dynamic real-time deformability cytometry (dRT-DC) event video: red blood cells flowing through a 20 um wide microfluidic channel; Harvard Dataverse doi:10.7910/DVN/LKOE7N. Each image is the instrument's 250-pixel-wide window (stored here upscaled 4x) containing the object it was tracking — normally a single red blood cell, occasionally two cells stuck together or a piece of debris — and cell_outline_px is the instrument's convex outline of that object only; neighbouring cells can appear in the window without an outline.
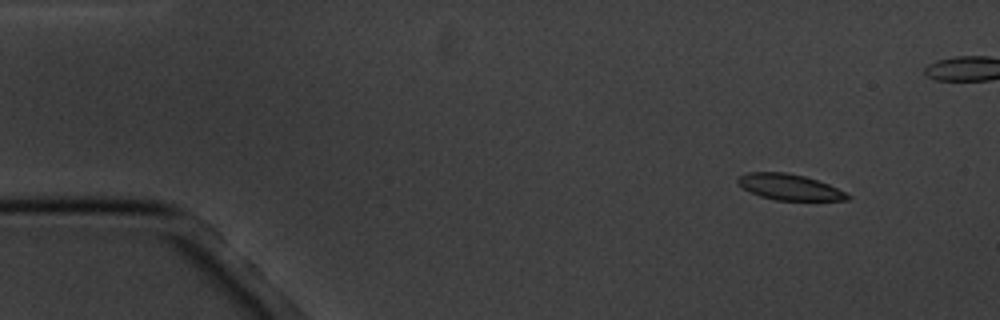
{"species": "common noctule bat (a hibernating species)", "species_latin": "Nyctalus noctula", "temperature_condition": "cold", "stored_images_in_passage": 5, "camera_frame_rate_fps": 3000, "um_per_image_px": 0.085, "animal": {"sex": "male", "body_mass_g": 20.1, "forearm_length_mm": 53.5}, "frame": {"image": 1, "passage_image": 1, "time_ms": 0.0, "image_size_px": [1000, 320], "cell_outline_px": [[852, 196], [848, 200], [776, 200], [760, 196], [744, 188], [736, 180], [740, 176], [748, 172], [784, 172], [804, 176], [828, 184]], "centroid_in_image_um": [67.11, 15.9], "position_along_channel_um": 17.9, "area_um2": 16.24}}